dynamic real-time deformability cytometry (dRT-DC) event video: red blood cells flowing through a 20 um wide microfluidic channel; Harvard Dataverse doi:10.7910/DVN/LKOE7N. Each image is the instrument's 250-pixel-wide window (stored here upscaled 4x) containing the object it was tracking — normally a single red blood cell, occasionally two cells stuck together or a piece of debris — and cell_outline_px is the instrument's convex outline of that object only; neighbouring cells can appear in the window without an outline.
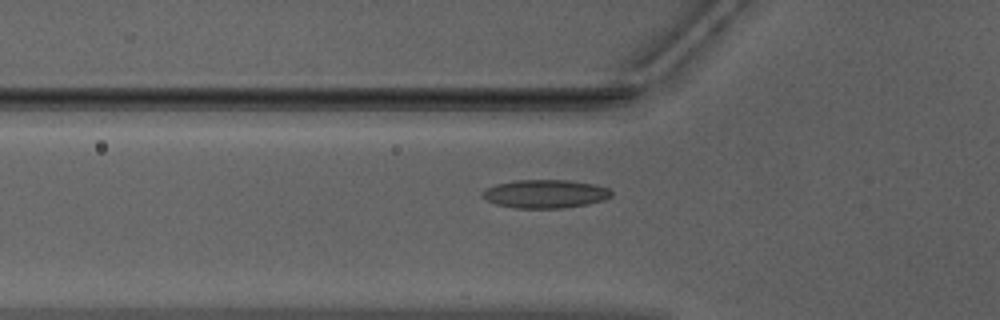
{"species": "Egyptian fruit bat (a non-hibernating species)", "species_latin": "Rousettus aegyptiacus", "temperature_condition": "warm", "stored_images_in_passage": 36, "camera_frame_rate_fps": 3000, "um_per_image_px": 0.085, "animal": {"sex": "male"}, "frame": {"image": 1, "passage_image": 2, "time_ms": 0.333, "image_size_px": [1000, 320], "cell_outline_px": [[612, 196], [604, 200], [584, 204], [560, 208], [516, 208], [496, 204], [480, 196], [480, 192], [484, 188], [496, 184], [516, 180], [568, 180], [596, 184], [608, 188], [612, 192]], "centroid_in_image_um": [46.31, 16.46], "position_along_channel_um": 79.5, "area_um2": 21.39}}
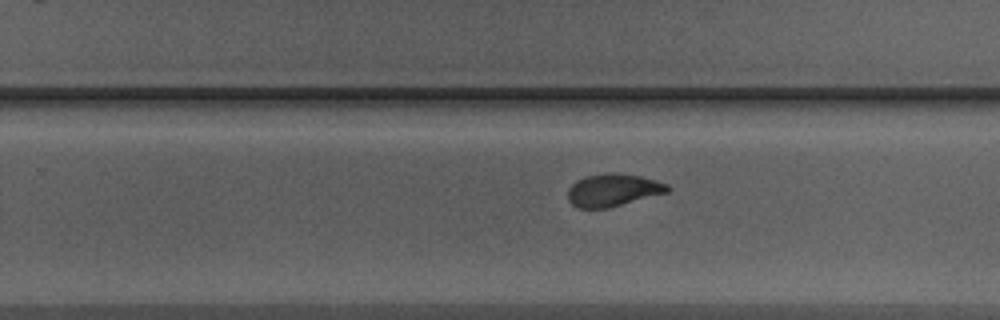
{"frame": {"image": 2, "passage_image": 17, "time_ms": 5.333, "image_size_px": [1000, 320], "cell_outline_px": [[672, 188], [668, 192], [608, 208], [580, 208], [572, 204], [568, 200], [568, 188], [576, 180], [584, 176], [604, 172], [616, 172], [640, 176], [656, 180], [668, 184]], "centroid_in_image_um": [52.1, 16.14], "position_along_channel_um": 277.7, "area_um2": 19.13}}
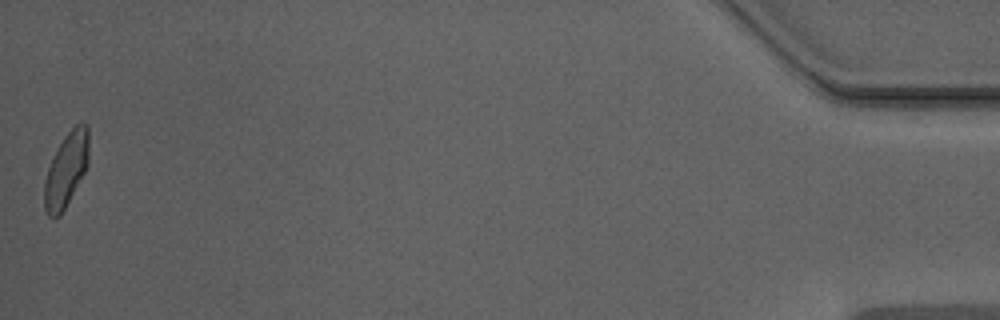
{"frame": {"image": 3, "passage_image": 36, "time_ms": 11.667, "image_size_px": [1000, 320], "cell_outline_px": [[88, 164], [84, 172], [60, 216], [48, 216], [44, 208], [44, 184], [48, 168], [64, 136], [80, 120], [84, 120], [88, 124]], "centroid_in_image_um": [5.64, 14.38], "position_along_channel_um": 429.6, "area_um2": 18.9}, "authors_computed_cell_mechanics": {"area_um2": 19.2474, "velocity_mm_per_s": 3.9557, "shape_relaxation_time_tau1_ms": 4.3262, "shape_relaxation_time_tau2_ms": 1.0541, "deformation_change_tau1": 0.1517, "deformation_change_tau2": 0.066}}